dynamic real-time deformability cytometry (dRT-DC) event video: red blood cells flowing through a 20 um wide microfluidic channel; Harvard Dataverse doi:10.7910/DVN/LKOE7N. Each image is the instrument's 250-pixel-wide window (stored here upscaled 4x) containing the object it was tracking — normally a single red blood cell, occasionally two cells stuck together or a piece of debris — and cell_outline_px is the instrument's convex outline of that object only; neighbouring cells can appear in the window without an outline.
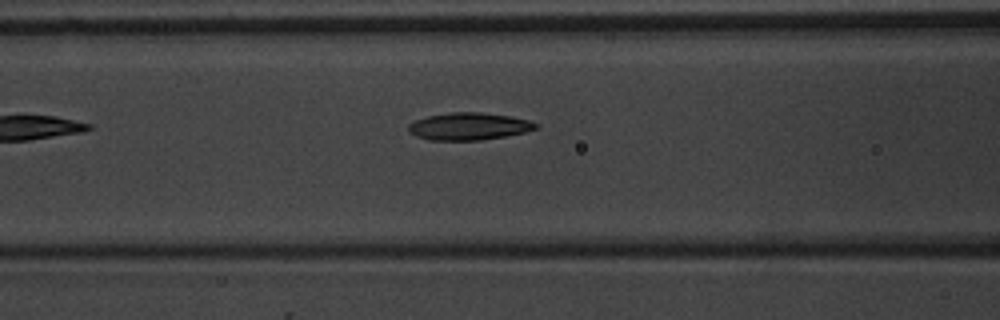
{"species": "common noctule bat (a hibernating species)", "species_latin": "Nyctalus noctula", "temperature_condition": "warm", "stored_images_in_passage": 6, "camera_frame_rate_fps": 3000, "um_per_image_px": 0.085, "animal": {"sex": "male", "body_mass_g": 20.1, "forearm_length_mm": 53.5}, "frame": {"image": 1, "passage_image": 6, "time_ms": 6.0, "image_size_px": [1000, 320], "cell_outline_px": [[536, 128], [524, 132], [504, 136], [480, 140], [428, 140], [416, 136], [408, 132], [408, 124], [416, 120], [428, 116], [448, 112], [480, 112], [508, 116], [528, 120], [536, 124]], "centroid_in_image_um": [39.78, 10.74], "position_along_channel_um": 126.8, "area_um2": 20.06}}